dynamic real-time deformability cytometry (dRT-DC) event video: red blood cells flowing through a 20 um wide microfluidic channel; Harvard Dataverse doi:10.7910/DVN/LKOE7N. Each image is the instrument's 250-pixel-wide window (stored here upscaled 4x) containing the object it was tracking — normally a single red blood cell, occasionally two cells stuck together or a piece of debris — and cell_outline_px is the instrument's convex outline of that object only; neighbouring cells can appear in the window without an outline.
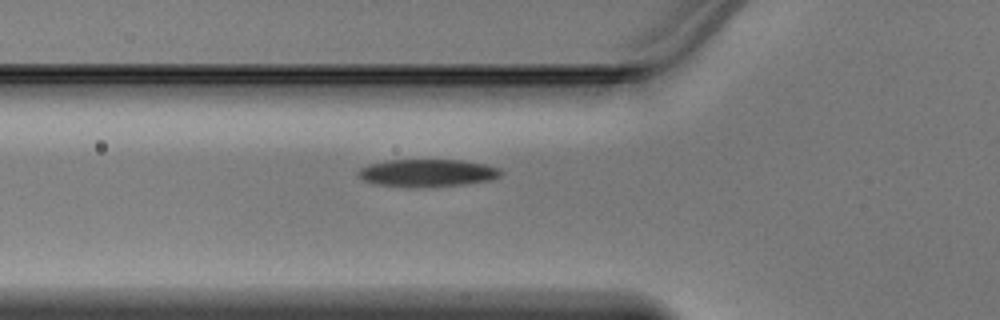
{"species": "Egyptian fruit bat (a non-hibernating species)", "species_latin": "Rousettus aegyptiacus", "temperature_condition": "warm", "stored_images_in_passage": 30, "camera_frame_rate_fps": 3000, "um_per_image_px": 0.085, "animal": {"sex": "male"}, "frame": {"image": 1, "passage_image": 4, "time_ms": 1.0, "image_size_px": [1000, 320], "cell_outline_px": [[500, 176], [492, 180], [464, 184], [416, 188], [412, 188], [376, 184], [364, 180], [356, 172], [360, 168], [368, 164], [388, 160], [460, 160], [484, 164], [496, 168], [500, 172]], "centroid_in_image_um": [36.27, 14.71], "position_along_channel_um": 89.5, "area_um2": 22.83}}
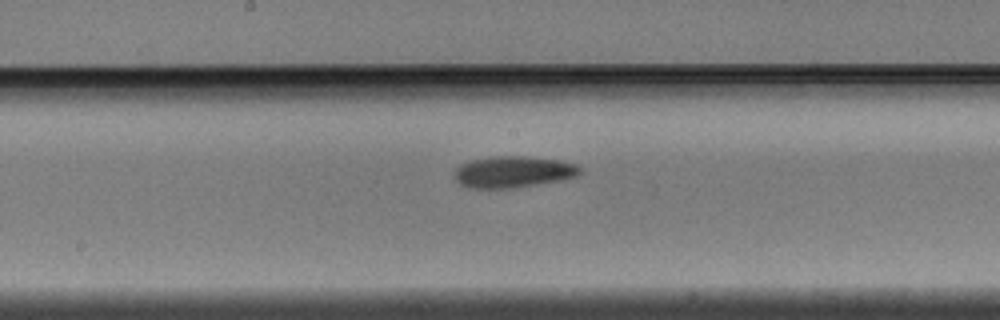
{"frame": {"image": 2, "passage_image": 12, "time_ms": 3.667, "image_size_px": [1000, 320], "cell_outline_px": [[580, 172], [576, 176], [560, 180], [512, 188], [468, 188], [460, 184], [456, 180], [456, 168], [460, 164], [472, 160], [488, 156], [528, 156], [556, 160], [576, 164], [580, 168]], "centroid_in_image_um": [43.59, 14.6], "position_along_channel_um": 204.6, "area_um2": 22.83}}
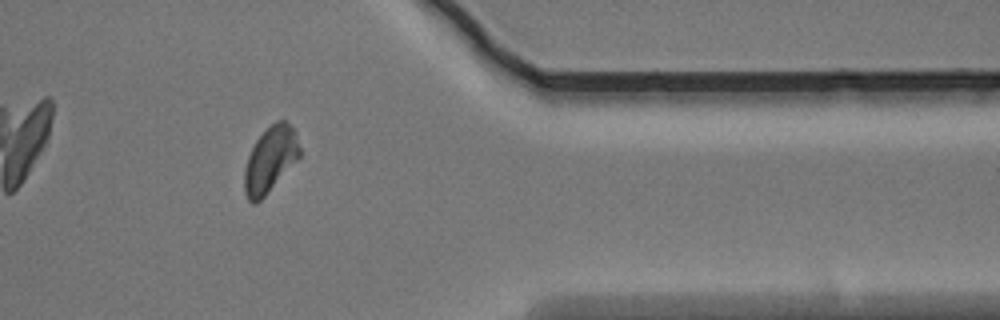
{"frame": {"image": 3, "passage_image": 26, "time_ms": 8.333, "image_size_px": [1000, 320], "cell_outline_px": [[300, 156], [268, 192], [256, 204], [252, 204], [248, 200], [244, 192], [244, 168], [248, 156], [256, 140], [276, 120], [284, 120], [292, 128], [300, 148]], "centroid_in_image_um": [22.93, 13.6], "position_along_channel_um": 388.5, "area_um2": 20.69}}